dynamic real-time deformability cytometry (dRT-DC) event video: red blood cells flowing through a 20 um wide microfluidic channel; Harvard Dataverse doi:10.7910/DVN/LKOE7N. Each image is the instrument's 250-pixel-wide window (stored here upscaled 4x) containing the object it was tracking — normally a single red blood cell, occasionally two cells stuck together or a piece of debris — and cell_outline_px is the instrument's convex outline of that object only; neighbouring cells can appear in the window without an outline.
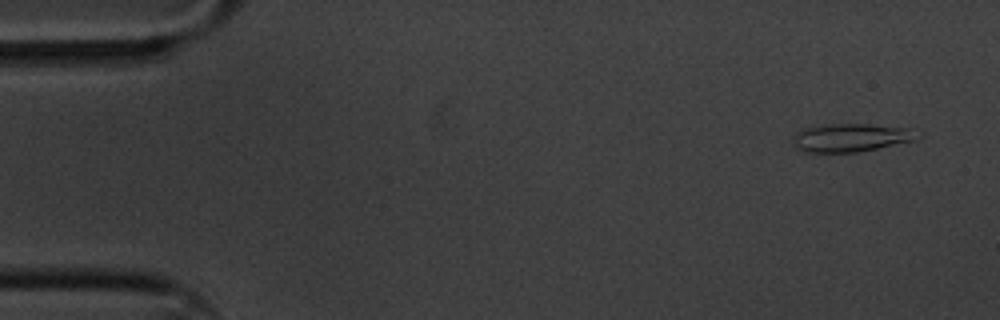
{"species": "common noctule bat (a hibernating species)", "species_latin": "Nyctalus noctula", "temperature_condition": "cold", "stored_images_in_passage": 5, "camera_frame_rate_fps": 3000, "um_per_image_px": 0.085, "animal": {"sex": "male", "body_mass_g": 20.1, "forearm_length_mm": 53.5}, "frame": {"image": 1, "passage_image": 1, "time_ms": 0.0, "image_size_px": [1000, 320], "cell_outline_px": [[924, 132], [916, 140], [856, 152], [804, 152], [796, 148], [788, 140], [796, 132], [808, 128], [832, 124], [864, 124], [912, 128]], "centroid_in_image_um": [72.35, 11.7], "position_along_channel_um": 12.7, "area_um2": 20.63}}
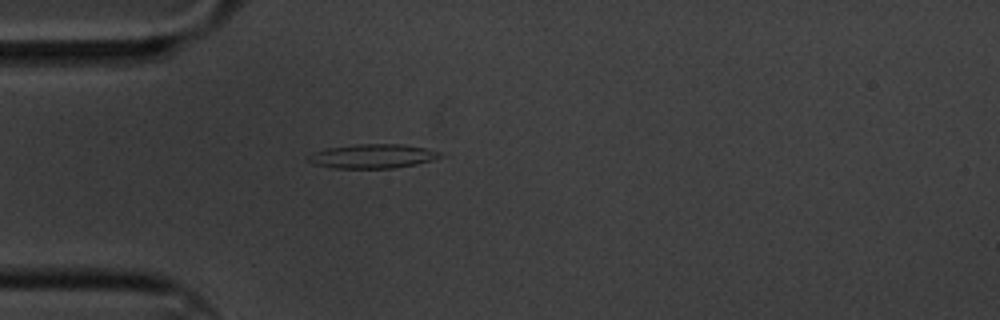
{"frame": {"image": 2, "passage_image": 5, "time_ms": 1.333, "image_size_px": [1000, 320], "cell_outline_px": [[444, 156], [432, 160], [416, 164], [392, 168], [332, 168], [312, 164], [304, 160], [304, 156], [312, 152], [328, 148], [356, 144], [400, 144], [428, 148], [444, 152]], "centroid_in_image_um": [31.64, 13.27], "position_along_channel_um": 53.4, "area_um2": 18.96}}